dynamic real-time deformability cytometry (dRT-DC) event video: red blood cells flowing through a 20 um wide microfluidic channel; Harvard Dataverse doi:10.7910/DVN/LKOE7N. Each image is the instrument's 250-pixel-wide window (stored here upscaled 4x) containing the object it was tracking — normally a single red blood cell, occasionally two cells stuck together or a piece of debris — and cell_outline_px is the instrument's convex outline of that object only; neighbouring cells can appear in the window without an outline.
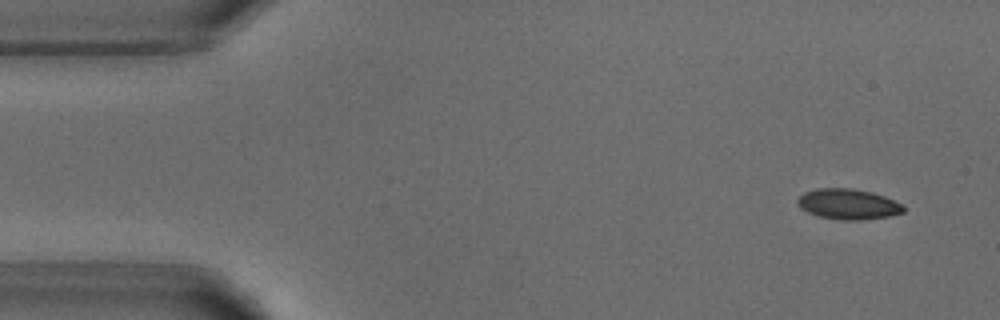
{"species": "common noctule bat (a hibernating species)", "species_latin": "Nyctalus noctula", "temperature_condition": "warm", "stored_images_in_passage": 4, "camera_frame_rate_fps": 3000, "um_per_image_px": 0.085, "animal": {"sex": "male", "body_mass_g": 18.8}, "frame": {"image": 1, "passage_image": 1, "time_ms": 0.0, "image_size_px": [1000, 320], "cell_outline_px": [[904, 212], [892, 216], [860, 220], [844, 220], [820, 216], [808, 212], [800, 208], [796, 204], [796, 200], [804, 192], [816, 188], [852, 188], [872, 192], [884, 196], [904, 204]], "centroid_in_image_um": [72.11, 17.34], "position_along_channel_um": 12.9, "area_um2": 18.96}}
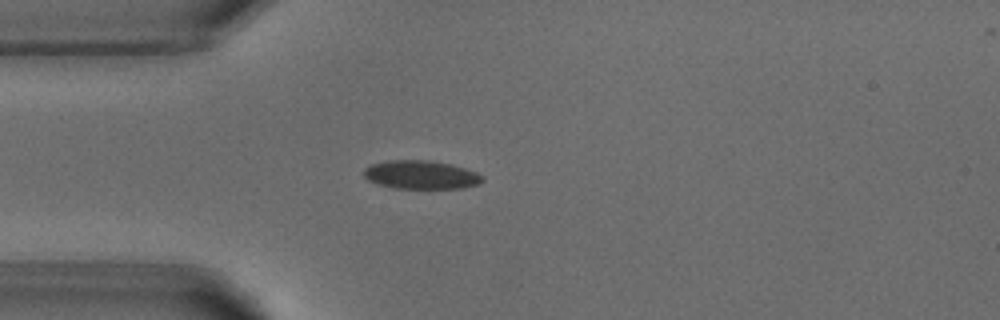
{"frame": {"image": 2, "passage_image": 4, "time_ms": 3.333, "image_size_px": [1000, 320], "cell_outline_px": [[484, 180], [476, 184], [460, 188], [392, 188], [376, 184], [368, 180], [364, 176], [364, 168], [372, 164], [388, 160], [432, 160], [452, 164], [476, 172], [484, 176]], "centroid_in_image_um": [35.76, 14.85], "position_along_channel_um": 49.2, "area_um2": 19.77}}